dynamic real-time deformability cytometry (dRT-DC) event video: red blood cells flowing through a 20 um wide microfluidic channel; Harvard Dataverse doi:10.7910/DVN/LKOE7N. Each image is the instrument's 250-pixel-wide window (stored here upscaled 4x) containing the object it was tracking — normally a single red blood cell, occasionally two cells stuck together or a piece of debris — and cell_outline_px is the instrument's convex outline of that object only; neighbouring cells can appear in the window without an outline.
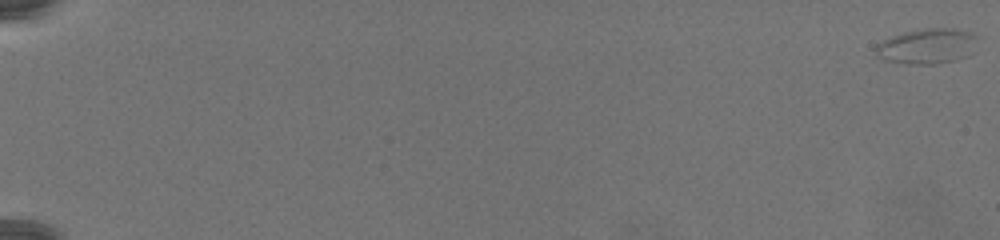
{"species": "common noctule bat (a hibernating species)", "species_latin": "Nyctalus noctula", "temperature_condition": "warm", "stored_images_in_passage": 85, "camera_frame_rate_fps": 3000, "um_per_image_px": 0.085, "animal": {"sex": "female", "body_mass_g": 19.5, "forearm_length_mm": 54.1}, "frame": {"image": 1, "passage_image": 1, "time_ms": 0.0, "image_size_px": [1000, 240], "cell_outline_px": [[976, 36], [952, 60], [932, 64], [908, 64], [884, 60], [876, 56], [876, 44], [884, 40], [908, 32], [968, 32]], "centroid_in_image_um": [78.49, 4.01], "position_along_channel_um": 6.5, "area_um2": 17.98}}
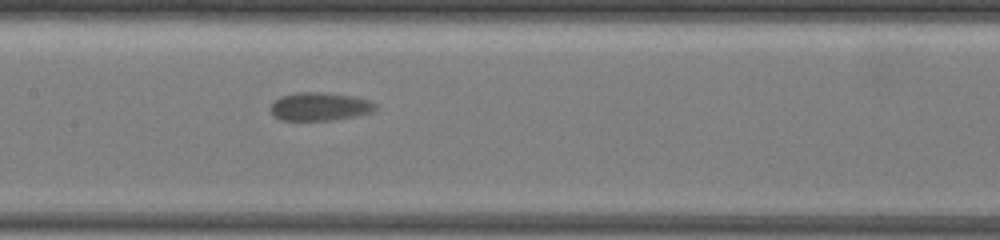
{"frame": {"image": 2, "passage_image": 48, "time_ms": 15.667, "image_size_px": [1000, 240], "cell_outline_px": [[376, 108], [372, 112], [356, 116], [336, 120], [280, 120], [272, 112], [272, 100], [280, 96], [296, 92], [316, 92], [352, 96], [368, 100], [376, 104]], "centroid_in_image_um": [27.17, 9.06], "position_along_channel_um": 180.2, "area_um2": 17.17}}
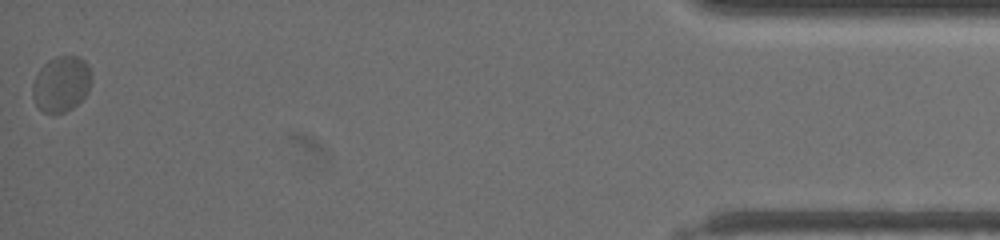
{"frame": {"image": 3, "passage_image": 85, "time_ms": 28.0, "image_size_px": [1000, 240], "cell_outline_px": [[92, 72], [88, 92], [72, 108], [64, 112], [44, 112], [36, 104], [32, 96], [32, 84], [40, 68], [48, 60], [56, 56], [80, 56], [88, 64]], "centroid_in_image_um": [5.22, 7.1], "position_along_channel_um": 430.0, "area_um2": 19.02}}